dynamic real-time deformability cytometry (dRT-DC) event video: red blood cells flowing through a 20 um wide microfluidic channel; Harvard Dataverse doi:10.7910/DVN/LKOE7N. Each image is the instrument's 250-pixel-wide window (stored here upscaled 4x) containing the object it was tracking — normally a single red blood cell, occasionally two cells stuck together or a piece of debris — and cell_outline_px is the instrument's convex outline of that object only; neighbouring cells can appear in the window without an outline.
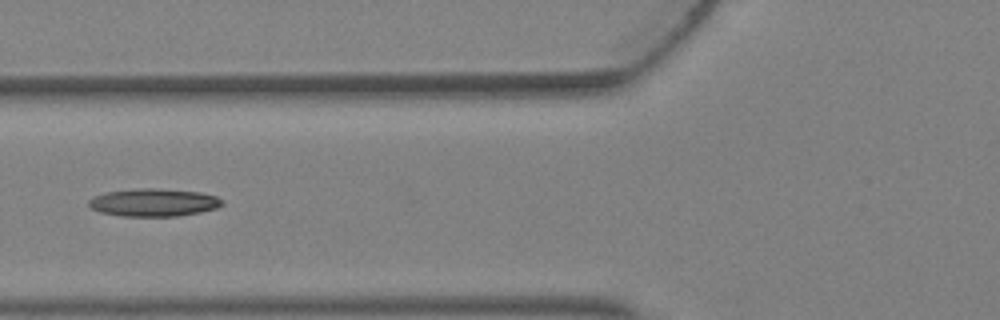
{"species": "Egyptian fruit bat (a non-hibernating species)", "species_latin": "Rousettus aegyptiacus", "temperature_condition": "warm", "stored_images_in_passage": 2, "camera_frame_rate_fps": 3000, "um_per_image_px": 0.085, "animal": {"sex": "female"}, "frame": {"image": 1, "passage_image": 2, "time_ms": 0.333, "image_size_px": [1000, 320], "cell_outline_px": [[224, 204], [216, 208], [200, 212], [176, 216], [124, 216], [100, 212], [92, 208], [88, 204], [88, 200], [104, 192], [140, 188], [156, 188], [200, 192], [216, 196], [224, 200]], "centroid_in_image_um": [13.08, 17.2], "position_along_channel_um": 112.7, "area_um2": 21.56}}